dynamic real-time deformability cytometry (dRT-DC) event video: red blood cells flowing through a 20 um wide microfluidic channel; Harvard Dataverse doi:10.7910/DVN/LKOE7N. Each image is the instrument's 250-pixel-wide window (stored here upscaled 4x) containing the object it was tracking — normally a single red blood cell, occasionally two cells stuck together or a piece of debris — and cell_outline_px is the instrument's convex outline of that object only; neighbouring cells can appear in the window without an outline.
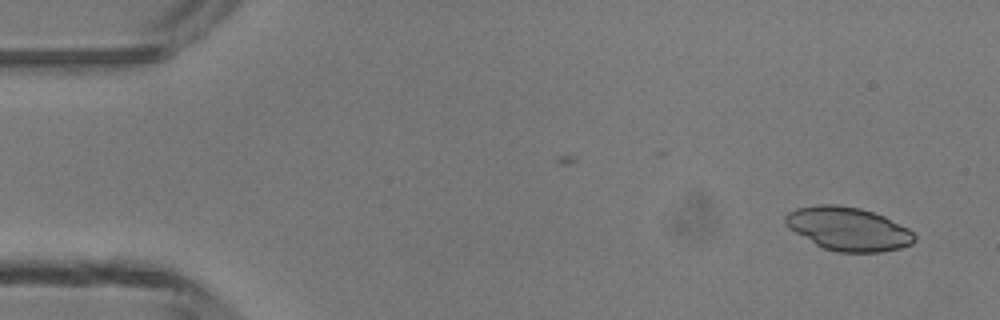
{"species": "common noctule bat (a hibernating species)", "species_latin": "Nyctalus noctula", "temperature_condition": "room temperature", "stored_images_in_passage": 4, "camera_frame_rate_fps": 3000, "um_per_image_px": 0.085, "animal": {"sex": "male", "body_mass_g": 13.3}, "frame": {"image": 1, "passage_image": 1, "time_ms": 0.0, "image_size_px": [1000, 320], "cell_outline_px": [[916, 240], [912, 244], [900, 248], [880, 252], [836, 252], [824, 248], [816, 244], [788, 228], [784, 220], [784, 216], [788, 212], [796, 208], [816, 204], [840, 204], [860, 208], [884, 216], [908, 228], [916, 236]], "centroid_in_image_um": [72.09, 19.44], "position_along_channel_um": 12.9, "area_um2": 32.77}}